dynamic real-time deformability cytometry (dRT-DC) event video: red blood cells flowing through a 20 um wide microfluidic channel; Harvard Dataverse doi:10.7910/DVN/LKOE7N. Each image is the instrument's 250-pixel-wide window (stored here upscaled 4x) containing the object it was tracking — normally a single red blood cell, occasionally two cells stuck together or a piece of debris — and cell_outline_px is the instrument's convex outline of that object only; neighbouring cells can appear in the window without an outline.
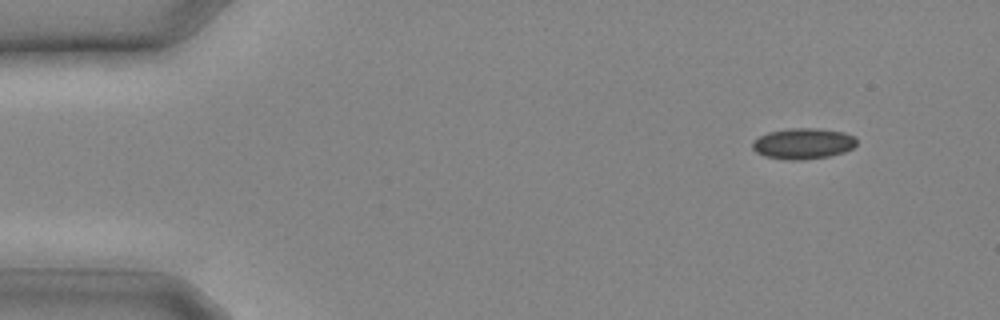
{"species": "common noctule bat (a hibernating species)", "species_latin": "Nyctalus noctula", "temperature_condition": "cold", "stored_images_in_passage": 5, "camera_frame_rate_fps": 3000, "um_per_image_px": 0.085, "animal": {"sex": "male", "body_mass_g": 20.4}, "frame": {"image": 1, "passage_image": 1, "time_ms": 0.0, "image_size_px": [1000, 320], "cell_outline_px": [[856, 144], [852, 148], [844, 152], [828, 156], [804, 160], [788, 160], [764, 156], [756, 152], [752, 148], [752, 140], [768, 132], [788, 128], [816, 128], [844, 132], [852, 136], [856, 140]], "centroid_in_image_um": [68.23, 12.2], "position_along_channel_um": 16.8, "area_um2": 18.79}}